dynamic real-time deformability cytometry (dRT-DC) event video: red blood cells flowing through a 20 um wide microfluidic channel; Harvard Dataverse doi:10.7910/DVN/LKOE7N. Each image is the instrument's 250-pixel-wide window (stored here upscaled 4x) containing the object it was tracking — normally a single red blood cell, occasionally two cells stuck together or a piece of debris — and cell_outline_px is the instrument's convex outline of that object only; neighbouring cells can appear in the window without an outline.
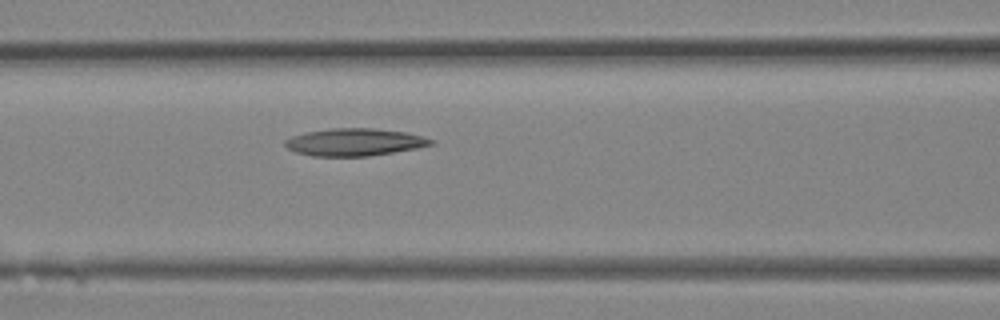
{"species": "Egyptian fruit bat (a non-hibernating species)", "species_latin": "Rousettus aegyptiacus", "temperature_condition": "room temperature", "stored_images_in_passage": 12, "camera_frame_rate_fps": 3000, "um_per_image_px": 0.085, "animal": {"sex": "female"}, "frame": {"image": 1, "passage_image": 10, "time_ms": 3.0, "image_size_px": [1000, 320], "cell_outline_px": [[436, 144], [416, 148], [368, 156], [312, 156], [296, 152], [288, 148], [284, 144], [284, 140], [292, 136], [308, 132], [332, 128], [372, 128], [404, 132], [420, 136], [432, 140]], "centroid_in_image_um": [30.11, 12.08], "position_along_channel_um": 136.5, "area_um2": 23.0}}
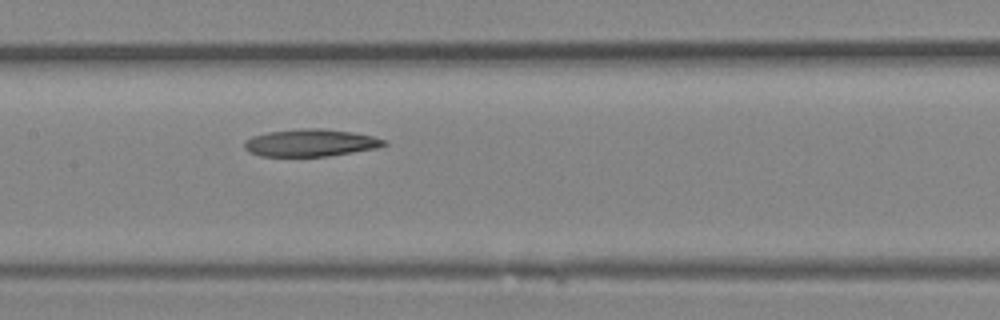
{"frame": {"image": 2, "passage_image": 12, "time_ms": 3.667, "image_size_px": [1000, 320], "cell_outline_px": [[388, 144], [380, 148], [328, 156], [260, 156], [248, 152], [244, 148], [244, 140], [252, 136], [268, 132], [308, 128], [324, 128], [352, 132], [372, 136], [388, 140]], "centroid_in_image_um": [26.43, 12.14], "position_along_channel_um": 181.0, "area_um2": 22.43}}